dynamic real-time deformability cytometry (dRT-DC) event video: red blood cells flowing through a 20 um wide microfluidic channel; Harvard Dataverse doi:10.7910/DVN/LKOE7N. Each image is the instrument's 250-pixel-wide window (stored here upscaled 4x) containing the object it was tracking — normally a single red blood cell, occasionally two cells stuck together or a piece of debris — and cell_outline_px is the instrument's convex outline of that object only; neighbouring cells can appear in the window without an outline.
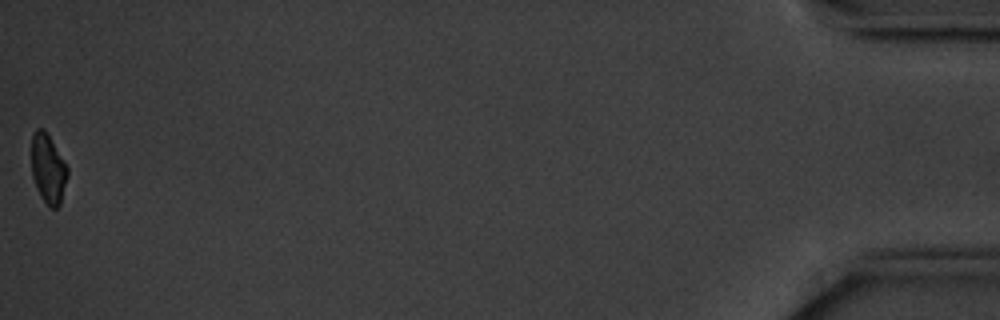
{"species": "common noctule bat (a hibernating species)", "species_latin": "Nyctalus noctula", "temperature_condition": "cold", "stored_images_in_passage": 56, "camera_frame_rate_fps": 3000, "um_per_image_px": 0.085, "animal": {"sex": "male", "body_mass_g": 20.1, "forearm_length_mm": 53.5}, "frame": {"image": 1, "passage_image": 56, "time_ms": 18.333, "image_size_px": [1000, 320], "cell_outline_px": [[68, 176], [60, 204], [56, 208], [48, 208], [40, 196], [36, 188], [32, 176], [32, 132], [36, 128], [44, 128], [68, 168]], "centroid_in_image_um": [4.08, 14.37], "position_along_channel_um": 431.1, "area_um2": 14.62}, "authors_computed_cell_mechanics": {"area_um2": 16.5019, "velocity_mm_per_s": 3.5278, "shape_relaxation_time_tau1_ms": 2.1363, "shape_relaxation_time_tau2_ms": null, "deformation_change_tau1": 0.0867, "deformation_change_tau2": null}}